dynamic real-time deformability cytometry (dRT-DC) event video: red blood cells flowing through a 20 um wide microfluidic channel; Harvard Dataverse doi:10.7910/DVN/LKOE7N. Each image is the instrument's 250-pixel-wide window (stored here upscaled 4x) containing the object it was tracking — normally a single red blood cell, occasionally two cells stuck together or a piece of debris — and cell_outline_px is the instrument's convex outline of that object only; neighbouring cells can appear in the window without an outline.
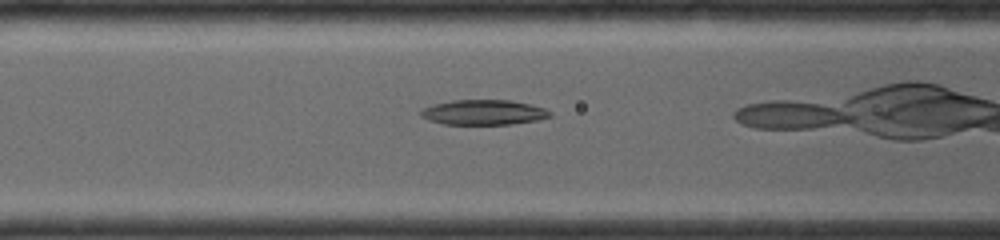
{"species": "common noctule bat (a hibernating species)", "species_latin": "Nyctalus noctula", "temperature_condition": "room temperature", "stored_images_in_passage": 6, "camera_frame_rate_fps": 4000, "um_per_image_px": 0.085, "animal": {"sex": "female", "body_mass_g": 19.0, "forearm_length_mm": 56.7}, "frame": {"image": 1, "passage_image": 4, "time_ms": 1.5, "image_size_px": [1000, 240], "cell_outline_px": [[552, 116], [536, 120], [512, 124], [444, 124], [428, 120], [420, 116], [420, 112], [424, 108], [432, 104], [452, 100], [508, 100], [528, 104], [544, 108], [552, 112]], "centroid_in_image_um": [41.08, 9.55], "position_along_channel_um": 125.5, "area_um2": 18.79}}